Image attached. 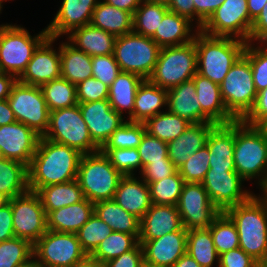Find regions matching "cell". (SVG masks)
<instances>
[{"label":"cell","instance_id":"1","mask_svg":"<svg viewBox=\"0 0 267 267\" xmlns=\"http://www.w3.org/2000/svg\"><path fill=\"white\" fill-rule=\"evenodd\" d=\"M82 155L72 147L41 137L27 167L28 189L37 192L44 186L77 179Z\"/></svg>","mask_w":267,"mask_h":267},{"label":"cell","instance_id":"2","mask_svg":"<svg viewBox=\"0 0 267 267\" xmlns=\"http://www.w3.org/2000/svg\"><path fill=\"white\" fill-rule=\"evenodd\" d=\"M235 224L239 247L254 260L267 258V196L252 195L224 212Z\"/></svg>","mask_w":267,"mask_h":267},{"label":"cell","instance_id":"3","mask_svg":"<svg viewBox=\"0 0 267 267\" xmlns=\"http://www.w3.org/2000/svg\"><path fill=\"white\" fill-rule=\"evenodd\" d=\"M197 73L220 84L230 68L243 55L246 42L231 37H214L200 30L194 38Z\"/></svg>","mask_w":267,"mask_h":267},{"label":"cell","instance_id":"4","mask_svg":"<svg viewBox=\"0 0 267 267\" xmlns=\"http://www.w3.org/2000/svg\"><path fill=\"white\" fill-rule=\"evenodd\" d=\"M234 165L246 181L258 178L261 185L267 171V140L257 126L235 121ZM260 177V178H259Z\"/></svg>","mask_w":267,"mask_h":267},{"label":"cell","instance_id":"5","mask_svg":"<svg viewBox=\"0 0 267 267\" xmlns=\"http://www.w3.org/2000/svg\"><path fill=\"white\" fill-rule=\"evenodd\" d=\"M122 177L101 151L83 154L80 159L77 181L84 198L93 204L112 200Z\"/></svg>","mask_w":267,"mask_h":267},{"label":"cell","instance_id":"6","mask_svg":"<svg viewBox=\"0 0 267 267\" xmlns=\"http://www.w3.org/2000/svg\"><path fill=\"white\" fill-rule=\"evenodd\" d=\"M17 25H0V71L17 79L25 71L34 51L48 37L46 28L32 37Z\"/></svg>","mask_w":267,"mask_h":267},{"label":"cell","instance_id":"7","mask_svg":"<svg viewBox=\"0 0 267 267\" xmlns=\"http://www.w3.org/2000/svg\"><path fill=\"white\" fill-rule=\"evenodd\" d=\"M197 73L195 41L180 45L161 47L153 73L148 80L169 90L192 79Z\"/></svg>","mask_w":267,"mask_h":267},{"label":"cell","instance_id":"8","mask_svg":"<svg viewBox=\"0 0 267 267\" xmlns=\"http://www.w3.org/2000/svg\"><path fill=\"white\" fill-rule=\"evenodd\" d=\"M160 50L161 47L152 38L132 31L116 37L113 55L121 71L148 79L153 73Z\"/></svg>","mask_w":267,"mask_h":267},{"label":"cell","instance_id":"9","mask_svg":"<svg viewBox=\"0 0 267 267\" xmlns=\"http://www.w3.org/2000/svg\"><path fill=\"white\" fill-rule=\"evenodd\" d=\"M43 138L72 147L81 154L100 151L90 137L78 104L51 111L49 126Z\"/></svg>","mask_w":267,"mask_h":267},{"label":"cell","instance_id":"10","mask_svg":"<svg viewBox=\"0 0 267 267\" xmlns=\"http://www.w3.org/2000/svg\"><path fill=\"white\" fill-rule=\"evenodd\" d=\"M219 86L227 111L236 120H242L252 109L257 96L250 61L242 55Z\"/></svg>","mask_w":267,"mask_h":267},{"label":"cell","instance_id":"11","mask_svg":"<svg viewBox=\"0 0 267 267\" xmlns=\"http://www.w3.org/2000/svg\"><path fill=\"white\" fill-rule=\"evenodd\" d=\"M87 256L76 233L47 230L33 245V259L42 267H70Z\"/></svg>","mask_w":267,"mask_h":267},{"label":"cell","instance_id":"12","mask_svg":"<svg viewBox=\"0 0 267 267\" xmlns=\"http://www.w3.org/2000/svg\"><path fill=\"white\" fill-rule=\"evenodd\" d=\"M7 101L18 122L27 125L41 137L45 135L50 111L40 86L27 85L17 80Z\"/></svg>","mask_w":267,"mask_h":267},{"label":"cell","instance_id":"13","mask_svg":"<svg viewBox=\"0 0 267 267\" xmlns=\"http://www.w3.org/2000/svg\"><path fill=\"white\" fill-rule=\"evenodd\" d=\"M253 21L247 0H225L203 24L200 31L214 37H231L249 42Z\"/></svg>","mask_w":267,"mask_h":267},{"label":"cell","instance_id":"14","mask_svg":"<svg viewBox=\"0 0 267 267\" xmlns=\"http://www.w3.org/2000/svg\"><path fill=\"white\" fill-rule=\"evenodd\" d=\"M11 210L15 237L34 245L47 232L46 213L36 192L28 190L12 198Z\"/></svg>","mask_w":267,"mask_h":267},{"label":"cell","instance_id":"15","mask_svg":"<svg viewBox=\"0 0 267 267\" xmlns=\"http://www.w3.org/2000/svg\"><path fill=\"white\" fill-rule=\"evenodd\" d=\"M176 207L186 230L208 228L221 214L202 183L185 182Z\"/></svg>","mask_w":267,"mask_h":267},{"label":"cell","instance_id":"16","mask_svg":"<svg viewBox=\"0 0 267 267\" xmlns=\"http://www.w3.org/2000/svg\"><path fill=\"white\" fill-rule=\"evenodd\" d=\"M244 179L237 172L208 170L202 185L213 204L225 212L237 204L247 201L253 194L242 189Z\"/></svg>","mask_w":267,"mask_h":267},{"label":"cell","instance_id":"17","mask_svg":"<svg viewBox=\"0 0 267 267\" xmlns=\"http://www.w3.org/2000/svg\"><path fill=\"white\" fill-rule=\"evenodd\" d=\"M78 105L90 137L99 148L127 121L111 107L109 100L78 103Z\"/></svg>","mask_w":267,"mask_h":267},{"label":"cell","instance_id":"18","mask_svg":"<svg viewBox=\"0 0 267 267\" xmlns=\"http://www.w3.org/2000/svg\"><path fill=\"white\" fill-rule=\"evenodd\" d=\"M56 38L47 37L34 51L18 81L27 85L41 86L61 78L60 46L58 52L52 47Z\"/></svg>","mask_w":267,"mask_h":267},{"label":"cell","instance_id":"19","mask_svg":"<svg viewBox=\"0 0 267 267\" xmlns=\"http://www.w3.org/2000/svg\"><path fill=\"white\" fill-rule=\"evenodd\" d=\"M41 136L21 122L0 126V149L3 158L29 166Z\"/></svg>","mask_w":267,"mask_h":267},{"label":"cell","instance_id":"20","mask_svg":"<svg viewBox=\"0 0 267 267\" xmlns=\"http://www.w3.org/2000/svg\"><path fill=\"white\" fill-rule=\"evenodd\" d=\"M98 0H63L56 16L46 27L49 37L70 34L74 29L91 23Z\"/></svg>","mask_w":267,"mask_h":267},{"label":"cell","instance_id":"21","mask_svg":"<svg viewBox=\"0 0 267 267\" xmlns=\"http://www.w3.org/2000/svg\"><path fill=\"white\" fill-rule=\"evenodd\" d=\"M139 243L143 247L144 260L147 263L172 267L186 253L187 230L183 227L158 239L139 240Z\"/></svg>","mask_w":267,"mask_h":267},{"label":"cell","instance_id":"22","mask_svg":"<svg viewBox=\"0 0 267 267\" xmlns=\"http://www.w3.org/2000/svg\"><path fill=\"white\" fill-rule=\"evenodd\" d=\"M192 79L201 105V123L224 125L236 121L225 107L219 84L198 73Z\"/></svg>","mask_w":267,"mask_h":267},{"label":"cell","instance_id":"23","mask_svg":"<svg viewBox=\"0 0 267 267\" xmlns=\"http://www.w3.org/2000/svg\"><path fill=\"white\" fill-rule=\"evenodd\" d=\"M235 121L216 125L209 133L206 146L210 154L209 170L236 172L234 165Z\"/></svg>","mask_w":267,"mask_h":267},{"label":"cell","instance_id":"24","mask_svg":"<svg viewBox=\"0 0 267 267\" xmlns=\"http://www.w3.org/2000/svg\"><path fill=\"white\" fill-rule=\"evenodd\" d=\"M183 228L176 206L153 204L140 219L139 240H153Z\"/></svg>","mask_w":267,"mask_h":267},{"label":"cell","instance_id":"25","mask_svg":"<svg viewBox=\"0 0 267 267\" xmlns=\"http://www.w3.org/2000/svg\"><path fill=\"white\" fill-rule=\"evenodd\" d=\"M215 126L214 123H191L178 138L167 143L168 158L177 169L206 146L208 135Z\"/></svg>","mask_w":267,"mask_h":267},{"label":"cell","instance_id":"26","mask_svg":"<svg viewBox=\"0 0 267 267\" xmlns=\"http://www.w3.org/2000/svg\"><path fill=\"white\" fill-rule=\"evenodd\" d=\"M113 200L125 211L139 219L146 214L152 205L149 185L134 175L121 178Z\"/></svg>","mask_w":267,"mask_h":267},{"label":"cell","instance_id":"27","mask_svg":"<svg viewBox=\"0 0 267 267\" xmlns=\"http://www.w3.org/2000/svg\"><path fill=\"white\" fill-rule=\"evenodd\" d=\"M93 213L94 204L84 198L78 203L49 212L46 215L47 230L76 233Z\"/></svg>","mask_w":267,"mask_h":267},{"label":"cell","instance_id":"28","mask_svg":"<svg viewBox=\"0 0 267 267\" xmlns=\"http://www.w3.org/2000/svg\"><path fill=\"white\" fill-rule=\"evenodd\" d=\"M67 39L77 49L93 57L113 54L116 36L90 23L74 29Z\"/></svg>","mask_w":267,"mask_h":267},{"label":"cell","instance_id":"29","mask_svg":"<svg viewBox=\"0 0 267 267\" xmlns=\"http://www.w3.org/2000/svg\"><path fill=\"white\" fill-rule=\"evenodd\" d=\"M167 110L190 123H201V105L193 79L168 90Z\"/></svg>","mask_w":267,"mask_h":267},{"label":"cell","instance_id":"30","mask_svg":"<svg viewBox=\"0 0 267 267\" xmlns=\"http://www.w3.org/2000/svg\"><path fill=\"white\" fill-rule=\"evenodd\" d=\"M191 24L192 22L189 19L180 16L177 13L168 11L163 16L152 39L160 47L180 46L190 43L194 40L196 33L199 31V29H197L195 34H192L191 31L193 29L191 26L193 25Z\"/></svg>","mask_w":267,"mask_h":267},{"label":"cell","instance_id":"31","mask_svg":"<svg viewBox=\"0 0 267 267\" xmlns=\"http://www.w3.org/2000/svg\"><path fill=\"white\" fill-rule=\"evenodd\" d=\"M168 90L144 79L136 93L133 114L128 121L142 122L162 113L161 108L167 105Z\"/></svg>","mask_w":267,"mask_h":267},{"label":"cell","instance_id":"32","mask_svg":"<svg viewBox=\"0 0 267 267\" xmlns=\"http://www.w3.org/2000/svg\"><path fill=\"white\" fill-rule=\"evenodd\" d=\"M61 78L77 85L92 77L91 56L69 41L60 45Z\"/></svg>","mask_w":267,"mask_h":267},{"label":"cell","instance_id":"33","mask_svg":"<svg viewBox=\"0 0 267 267\" xmlns=\"http://www.w3.org/2000/svg\"><path fill=\"white\" fill-rule=\"evenodd\" d=\"M143 78L135 73L121 71L109 87L108 100L111 107L123 115L128 110L129 117L133 114L136 93Z\"/></svg>","mask_w":267,"mask_h":267},{"label":"cell","instance_id":"34","mask_svg":"<svg viewBox=\"0 0 267 267\" xmlns=\"http://www.w3.org/2000/svg\"><path fill=\"white\" fill-rule=\"evenodd\" d=\"M91 24L116 37L122 36L133 31V14L99 0Z\"/></svg>","mask_w":267,"mask_h":267},{"label":"cell","instance_id":"35","mask_svg":"<svg viewBox=\"0 0 267 267\" xmlns=\"http://www.w3.org/2000/svg\"><path fill=\"white\" fill-rule=\"evenodd\" d=\"M94 213L113 231L132 234L139 240L140 219L125 211L113 199L94 203Z\"/></svg>","mask_w":267,"mask_h":267},{"label":"cell","instance_id":"36","mask_svg":"<svg viewBox=\"0 0 267 267\" xmlns=\"http://www.w3.org/2000/svg\"><path fill=\"white\" fill-rule=\"evenodd\" d=\"M46 215L59 208L78 203L84 195L77 179L55 185L44 186L36 192Z\"/></svg>","mask_w":267,"mask_h":267},{"label":"cell","instance_id":"37","mask_svg":"<svg viewBox=\"0 0 267 267\" xmlns=\"http://www.w3.org/2000/svg\"><path fill=\"white\" fill-rule=\"evenodd\" d=\"M186 252L201 267H212L214 262L219 264V255L208 228L187 230Z\"/></svg>","mask_w":267,"mask_h":267},{"label":"cell","instance_id":"38","mask_svg":"<svg viewBox=\"0 0 267 267\" xmlns=\"http://www.w3.org/2000/svg\"><path fill=\"white\" fill-rule=\"evenodd\" d=\"M28 190L27 166L15 160L0 159V192L12 199Z\"/></svg>","mask_w":267,"mask_h":267},{"label":"cell","instance_id":"39","mask_svg":"<svg viewBox=\"0 0 267 267\" xmlns=\"http://www.w3.org/2000/svg\"><path fill=\"white\" fill-rule=\"evenodd\" d=\"M190 124L186 119L169 111H162L144 122L148 134L167 143L178 138Z\"/></svg>","mask_w":267,"mask_h":267},{"label":"cell","instance_id":"40","mask_svg":"<svg viewBox=\"0 0 267 267\" xmlns=\"http://www.w3.org/2000/svg\"><path fill=\"white\" fill-rule=\"evenodd\" d=\"M49 111L77 105L76 85L58 78L40 86Z\"/></svg>","mask_w":267,"mask_h":267},{"label":"cell","instance_id":"41","mask_svg":"<svg viewBox=\"0 0 267 267\" xmlns=\"http://www.w3.org/2000/svg\"><path fill=\"white\" fill-rule=\"evenodd\" d=\"M138 243L139 240L132 234L112 231L89 256L100 264H104L108 260L132 250Z\"/></svg>","mask_w":267,"mask_h":267},{"label":"cell","instance_id":"42","mask_svg":"<svg viewBox=\"0 0 267 267\" xmlns=\"http://www.w3.org/2000/svg\"><path fill=\"white\" fill-rule=\"evenodd\" d=\"M168 7L142 0L133 14V32L152 38Z\"/></svg>","mask_w":267,"mask_h":267},{"label":"cell","instance_id":"43","mask_svg":"<svg viewBox=\"0 0 267 267\" xmlns=\"http://www.w3.org/2000/svg\"><path fill=\"white\" fill-rule=\"evenodd\" d=\"M33 259V245L14 237L0 242V267H21Z\"/></svg>","mask_w":267,"mask_h":267},{"label":"cell","instance_id":"44","mask_svg":"<svg viewBox=\"0 0 267 267\" xmlns=\"http://www.w3.org/2000/svg\"><path fill=\"white\" fill-rule=\"evenodd\" d=\"M184 183L178 170L163 180L148 183L151 202L156 205L176 206Z\"/></svg>","mask_w":267,"mask_h":267},{"label":"cell","instance_id":"45","mask_svg":"<svg viewBox=\"0 0 267 267\" xmlns=\"http://www.w3.org/2000/svg\"><path fill=\"white\" fill-rule=\"evenodd\" d=\"M218 255L239 248V236L232 220L224 213L208 227Z\"/></svg>","mask_w":267,"mask_h":267},{"label":"cell","instance_id":"46","mask_svg":"<svg viewBox=\"0 0 267 267\" xmlns=\"http://www.w3.org/2000/svg\"><path fill=\"white\" fill-rule=\"evenodd\" d=\"M146 133L145 125L142 122L127 121L110 135L108 140L100 149H125L137 148Z\"/></svg>","mask_w":267,"mask_h":267},{"label":"cell","instance_id":"47","mask_svg":"<svg viewBox=\"0 0 267 267\" xmlns=\"http://www.w3.org/2000/svg\"><path fill=\"white\" fill-rule=\"evenodd\" d=\"M112 231L109 225L93 213L89 220L76 232V235L82 249L89 256Z\"/></svg>","mask_w":267,"mask_h":267},{"label":"cell","instance_id":"48","mask_svg":"<svg viewBox=\"0 0 267 267\" xmlns=\"http://www.w3.org/2000/svg\"><path fill=\"white\" fill-rule=\"evenodd\" d=\"M265 44L267 45L262 43V46L254 47V43L252 45V42H248L243 53L250 61L257 93L267 88V46Z\"/></svg>","mask_w":267,"mask_h":267},{"label":"cell","instance_id":"49","mask_svg":"<svg viewBox=\"0 0 267 267\" xmlns=\"http://www.w3.org/2000/svg\"><path fill=\"white\" fill-rule=\"evenodd\" d=\"M105 154L111 165L123 176H131L137 168L142 171V161L137 148L125 149H100Z\"/></svg>","mask_w":267,"mask_h":267},{"label":"cell","instance_id":"50","mask_svg":"<svg viewBox=\"0 0 267 267\" xmlns=\"http://www.w3.org/2000/svg\"><path fill=\"white\" fill-rule=\"evenodd\" d=\"M210 154L207 146H204L178 169L180 176L186 183H202L206 173L210 169Z\"/></svg>","mask_w":267,"mask_h":267},{"label":"cell","instance_id":"51","mask_svg":"<svg viewBox=\"0 0 267 267\" xmlns=\"http://www.w3.org/2000/svg\"><path fill=\"white\" fill-rule=\"evenodd\" d=\"M137 149L143 167L149 163L157 161H171L168 158L167 142L161 141L147 132L144 134L141 144L137 147Z\"/></svg>","mask_w":267,"mask_h":267},{"label":"cell","instance_id":"52","mask_svg":"<svg viewBox=\"0 0 267 267\" xmlns=\"http://www.w3.org/2000/svg\"><path fill=\"white\" fill-rule=\"evenodd\" d=\"M92 61V77L99 79L108 87L117 78L121 72L114 55H99L91 57Z\"/></svg>","mask_w":267,"mask_h":267},{"label":"cell","instance_id":"53","mask_svg":"<svg viewBox=\"0 0 267 267\" xmlns=\"http://www.w3.org/2000/svg\"><path fill=\"white\" fill-rule=\"evenodd\" d=\"M77 102L108 100L109 87L94 77L81 81L76 85Z\"/></svg>","mask_w":267,"mask_h":267},{"label":"cell","instance_id":"54","mask_svg":"<svg viewBox=\"0 0 267 267\" xmlns=\"http://www.w3.org/2000/svg\"><path fill=\"white\" fill-rule=\"evenodd\" d=\"M177 170L172 161H157L144 166L140 174L142 177L140 178L148 184L163 180L173 175Z\"/></svg>","mask_w":267,"mask_h":267},{"label":"cell","instance_id":"55","mask_svg":"<svg viewBox=\"0 0 267 267\" xmlns=\"http://www.w3.org/2000/svg\"><path fill=\"white\" fill-rule=\"evenodd\" d=\"M217 267H258V262L239 247L220 254Z\"/></svg>","mask_w":267,"mask_h":267},{"label":"cell","instance_id":"56","mask_svg":"<svg viewBox=\"0 0 267 267\" xmlns=\"http://www.w3.org/2000/svg\"><path fill=\"white\" fill-rule=\"evenodd\" d=\"M144 261V251L140 243L132 250H129L122 255L108 260L103 264L104 267H140Z\"/></svg>","mask_w":267,"mask_h":267},{"label":"cell","instance_id":"57","mask_svg":"<svg viewBox=\"0 0 267 267\" xmlns=\"http://www.w3.org/2000/svg\"><path fill=\"white\" fill-rule=\"evenodd\" d=\"M267 118V88L259 91L249 113L242 119L245 124L258 126Z\"/></svg>","mask_w":267,"mask_h":267},{"label":"cell","instance_id":"58","mask_svg":"<svg viewBox=\"0 0 267 267\" xmlns=\"http://www.w3.org/2000/svg\"><path fill=\"white\" fill-rule=\"evenodd\" d=\"M225 0H193L195 6V17L197 29H201L203 24L209 19L212 13L224 2Z\"/></svg>","mask_w":267,"mask_h":267},{"label":"cell","instance_id":"59","mask_svg":"<svg viewBox=\"0 0 267 267\" xmlns=\"http://www.w3.org/2000/svg\"><path fill=\"white\" fill-rule=\"evenodd\" d=\"M253 41L267 43V4L264 5L261 13L252 23L249 42Z\"/></svg>","mask_w":267,"mask_h":267},{"label":"cell","instance_id":"60","mask_svg":"<svg viewBox=\"0 0 267 267\" xmlns=\"http://www.w3.org/2000/svg\"><path fill=\"white\" fill-rule=\"evenodd\" d=\"M15 237L13 222L11 199L7 205L0 208V242L9 240Z\"/></svg>","mask_w":267,"mask_h":267},{"label":"cell","instance_id":"61","mask_svg":"<svg viewBox=\"0 0 267 267\" xmlns=\"http://www.w3.org/2000/svg\"><path fill=\"white\" fill-rule=\"evenodd\" d=\"M168 9L189 19L191 22L196 20L193 0H169Z\"/></svg>","mask_w":267,"mask_h":267},{"label":"cell","instance_id":"62","mask_svg":"<svg viewBox=\"0 0 267 267\" xmlns=\"http://www.w3.org/2000/svg\"><path fill=\"white\" fill-rule=\"evenodd\" d=\"M17 80L15 76L0 71V100L9 97L11 89Z\"/></svg>","mask_w":267,"mask_h":267},{"label":"cell","instance_id":"63","mask_svg":"<svg viewBox=\"0 0 267 267\" xmlns=\"http://www.w3.org/2000/svg\"><path fill=\"white\" fill-rule=\"evenodd\" d=\"M14 112L9 106L7 99L0 100V126L16 122Z\"/></svg>","mask_w":267,"mask_h":267},{"label":"cell","instance_id":"64","mask_svg":"<svg viewBox=\"0 0 267 267\" xmlns=\"http://www.w3.org/2000/svg\"><path fill=\"white\" fill-rule=\"evenodd\" d=\"M103 1L121 10L128 11L131 14H134L136 9L140 6L142 2V0H103Z\"/></svg>","mask_w":267,"mask_h":267},{"label":"cell","instance_id":"65","mask_svg":"<svg viewBox=\"0 0 267 267\" xmlns=\"http://www.w3.org/2000/svg\"><path fill=\"white\" fill-rule=\"evenodd\" d=\"M265 4H267V0H247L249 16L252 21L261 13Z\"/></svg>","mask_w":267,"mask_h":267},{"label":"cell","instance_id":"66","mask_svg":"<svg viewBox=\"0 0 267 267\" xmlns=\"http://www.w3.org/2000/svg\"><path fill=\"white\" fill-rule=\"evenodd\" d=\"M172 267H201L187 252Z\"/></svg>","mask_w":267,"mask_h":267},{"label":"cell","instance_id":"67","mask_svg":"<svg viewBox=\"0 0 267 267\" xmlns=\"http://www.w3.org/2000/svg\"><path fill=\"white\" fill-rule=\"evenodd\" d=\"M70 267H104L103 264H100L98 261L93 259L90 256H87L84 260L70 266Z\"/></svg>","mask_w":267,"mask_h":267},{"label":"cell","instance_id":"68","mask_svg":"<svg viewBox=\"0 0 267 267\" xmlns=\"http://www.w3.org/2000/svg\"><path fill=\"white\" fill-rule=\"evenodd\" d=\"M257 127L262 131L267 140V118L264 119Z\"/></svg>","mask_w":267,"mask_h":267},{"label":"cell","instance_id":"69","mask_svg":"<svg viewBox=\"0 0 267 267\" xmlns=\"http://www.w3.org/2000/svg\"><path fill=\"white\" fill-rule=\"evenodd\" d=\"M9 201H10V198L7 195L0 192V208L7 205L9 203Z\"/></svg>","mask_w":267,"mask_h":267},{"label":"cell","instance_id":"70","mask_svg":"<svg viewBox=\"0 0 267 267\" xmlns=\"http://www.w3.org/2000/svg\"><path fill=\"white\" fill-rule=\"evenodd\" d=\"M262 195L267 196V171L264 177V182L260 185Z\"/></svg>","mask_w":267,"mask_h":267},{"label":"cell","instance_id":"71","mask_svg":"<svg viewBox=\"0 0 267 267\" xmlns=\"http://www.w3.org/2000/svg\"><path fill=\"white\" fill-rule=\"evenodd\" d=\"M145 1L150 2V3H154V4L163 5L166 7H168V5H169V0H145Z\"/></svg>","mask_w":267,"mask_h":267},{"label":"cell","instance_id":"72","mask_svg":"<svg viewBox=\"0 0 267 267\" xmlns=\"http://www.w3.org/2000/svg\"><path fill=\"white\" fill-rule=\"evenodd\" d=\"M21 267H42L39 263H37L34 259H32L28 264Z\"/></svg>","mask_w":267,"mask_h":267},{"label":"cell","instance_id":"73","mask_svg":"<svg viewBox=\"0 0 267 267\" xmlns=\"http://www.w3.org/2000/svg\"><path fill=\"white\" fill-rule=\"evenodd\" d=\"M140 267H162V266H157V265H153L150 263H147L145 260L141 263Z\"/></svg>","mask_w":267,"mask_h":267},{"label":"cell","instance_id":"74","mask_svg":"<svg viewBox=\"0 0 267 267\" xmlns=\"http://www.w3.org/2000/svg\"><path fill=\"white\" fill-rule=\"evenodd\" d=\"M258 267H267V258L258 262Z\"/></svg>","mask_w":267,"mask_h":267},{"label":"cell","instance_id":"75","mask_svg":"<svg viewBox=\"0 0 267 267\" xmlns=\"http://www.w3.org/2000/svg\"><path fill=\"white\" fill-rule=\"evenodd\" d=\"M3 1H7V0H0V13H1V10H2V3H3Z\"/></svg>","mask_w":267,"mask_h":267},{"label":"cell","instance_id":"76","mask_svg":"<svg viewBox=\"0 0 267 267\" xmlns=\"http://www.w3.org/2000/svg\"><path fill=\"white\" fill-rule=\"evenodd\" d=\"M2 158H3V154H2L1 149H0V159H2Z\"/></svg>","mask_w":267,"mask_h":267}]
</instances>
